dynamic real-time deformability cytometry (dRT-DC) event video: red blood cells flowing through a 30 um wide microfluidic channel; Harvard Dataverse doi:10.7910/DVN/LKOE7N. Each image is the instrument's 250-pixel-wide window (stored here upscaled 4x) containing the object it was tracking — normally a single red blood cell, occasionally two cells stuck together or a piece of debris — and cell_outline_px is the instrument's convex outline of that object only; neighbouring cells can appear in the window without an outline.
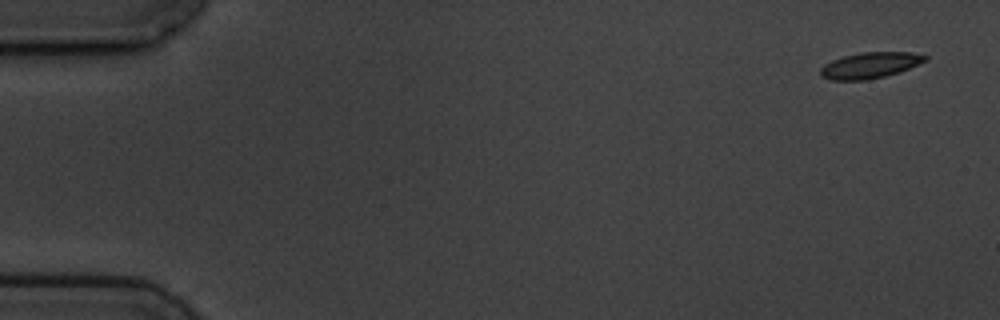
{"species": "common noctule bat (a hibernating species)", "species_latin": "Nyctalus noctula", "temperature_condition": "cold", "stored_images_in_passage": 4, "camera_frame_rate_fps": 3000, "um_per_image_px": 0.085, "animal": {"sex": "male", "body_mass_g": 19.5, "forearm_length_mm": 54.6}, "frame": {"image": 1, "passage_image": 1, "time_ms": 0.0, "image_size_px": [1000, 320], "cell_outline_px": [[928, 60], [900, 72], [868, 80], [832, 80], [820, 76], [820, 68], [824, 64], [832, 60], [844, 56], [860, 52], [912, 52], [928, 56]], "centroid_in_image_um": [73.95, 5.55], "position_along_channel_um": 11.0, "area_um2": 15.95}}